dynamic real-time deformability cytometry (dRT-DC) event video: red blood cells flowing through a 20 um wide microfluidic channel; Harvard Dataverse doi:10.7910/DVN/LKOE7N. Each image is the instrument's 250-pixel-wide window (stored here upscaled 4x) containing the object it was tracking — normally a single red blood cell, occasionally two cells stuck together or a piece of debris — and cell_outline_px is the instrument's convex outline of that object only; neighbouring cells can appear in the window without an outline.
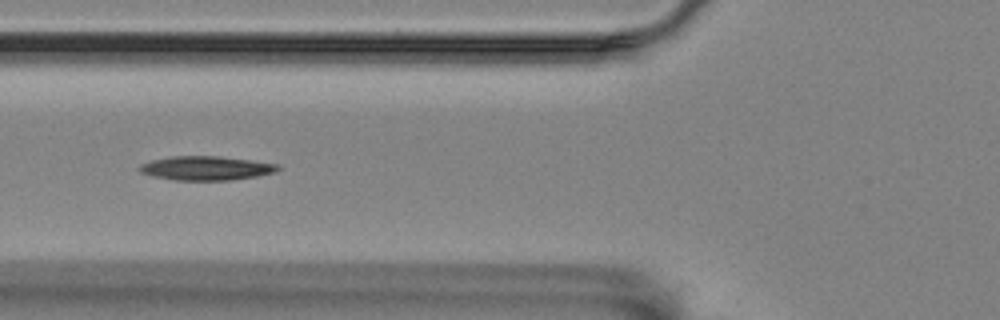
{"species": "Egyptian fruit bat (a non-hibernating species)", "species_latin": "Rousettus aegyptiacus", "temperature_condition": "room temperature", "stored_images_in_passage": 15, "camera_frame_rate_fps": 3000, "um_per_image_px": 0.085, "animal": {"sex": "female"}, "frame": {"image": 1, "passage_image": 6, "time_ms": 1.667, "image_size_px": [1000, 320], "cell_outline_px": [[280, 168], [276, 172], [256, 176], [228, 180], [176, 180], [152, 176], [140, 172], [136, 168], [140, 164], [152, 160], [172, 156], [220, 156], [276, 164]], "centroid_in_image_um": [17.46, 14.29], "position_along_channel_um": 108.3, "area_um2": 19.25}}
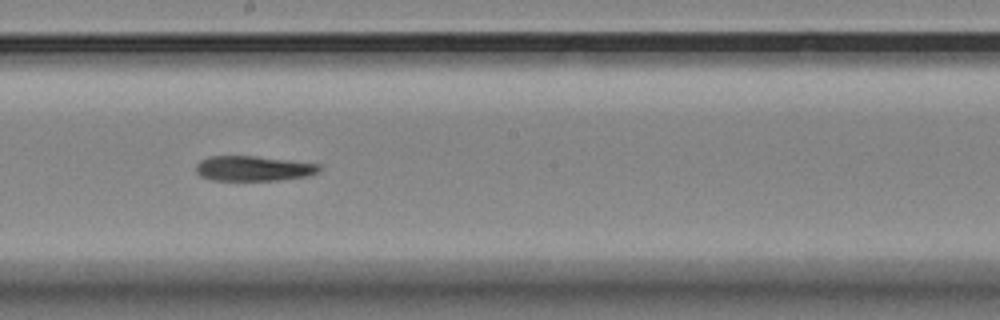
{"frame": {"image": 2, "passage_image": 9, "time_ms": 2.667, "image_size_px": [1000, 320], "cell_outline_px": [[320, 172], [308, 176], [280, 180], [212, 180], [200, 176], [196, 172], [196, 164], [200, 160], [208, 156], [256, 156], [320, 164]], "centroid_in_image_um": [21.53, 14.32], "position_along_channel_um": 226.7, "area_um2": 18.09}}
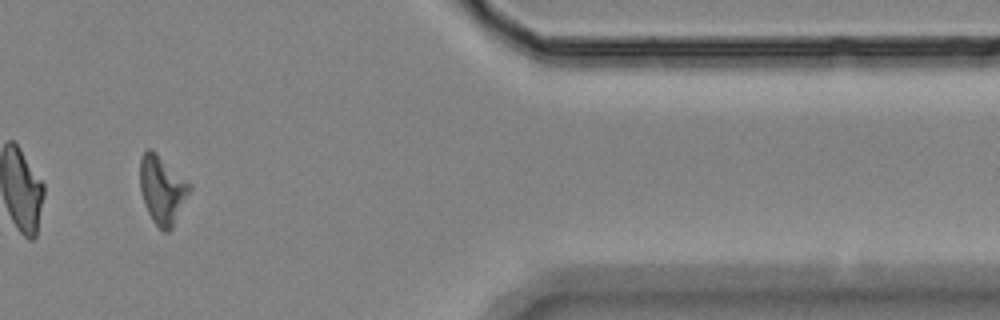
{"frame": {"image": 3, "passage_image": 13, "time_ms": 4.0, "image_size_px": [1000, 320], "cell_outline_px": [[192, 188], [172, 228], [168, 232], [164, 232], [152, 220], [144, 204], [140, 188], [140, 160], [144, 152], [148, 148], [152, 148], [192, 184]], "centroid_in_image_um": [13.8, 16.11], "position_along_channel_um": 397.6, "area_um2": 19.83}}